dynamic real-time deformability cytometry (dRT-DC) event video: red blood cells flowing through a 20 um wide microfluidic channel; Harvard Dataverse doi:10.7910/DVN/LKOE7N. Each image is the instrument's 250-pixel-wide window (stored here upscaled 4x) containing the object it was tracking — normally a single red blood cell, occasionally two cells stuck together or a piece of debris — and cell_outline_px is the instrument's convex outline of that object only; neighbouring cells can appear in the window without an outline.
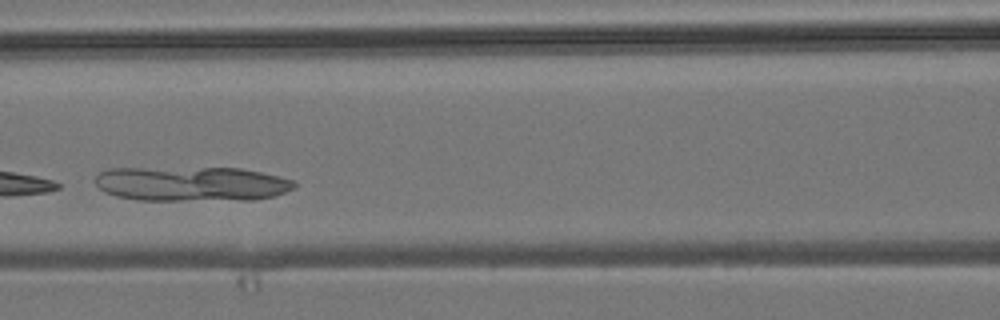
{"species": "common noctule bat (a hibernating species)", "species_latin": "Nyctalus noctula", "temperature_condition": "room temperature", "stored_images_in_passage": 6, "camera_frame_rate_fps": 3000, "um_per_image_px": 0.085, "animal": {"sex": "male", "body_mass_g": 19.2, "forearm_length_mm": 51.8}, "frame": {"image": 1, "passage_image": 6, "time_ms": 5.667, "image_size_px": [1000, 320], "cell_outline_px": [[296, 188], [276, 196], [252, 200], [136, 200], [116, 196], [104, 192], [96, 184], [96, 176], [100, 172], [108, 168], [240, 168], [260, 172], [296, 180]], "centroid_in_image_um": [16.32, 15.63], "position_along_channel_um": 150.3, "area_um2": 40.58}}